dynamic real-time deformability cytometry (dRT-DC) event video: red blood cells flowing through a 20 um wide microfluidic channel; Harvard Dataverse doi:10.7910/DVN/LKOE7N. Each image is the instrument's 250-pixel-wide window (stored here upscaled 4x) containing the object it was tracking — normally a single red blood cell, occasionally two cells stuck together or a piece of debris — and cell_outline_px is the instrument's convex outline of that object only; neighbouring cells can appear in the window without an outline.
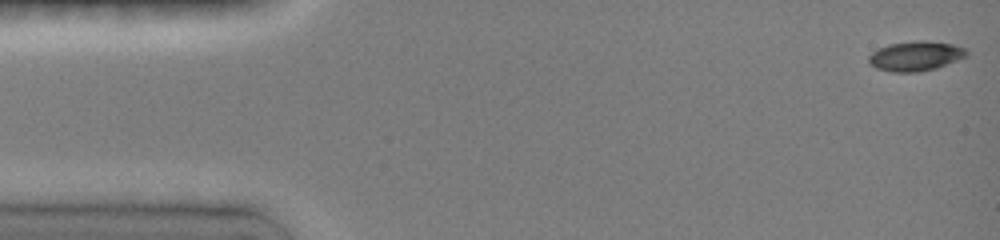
{"species": "common noctule bat (a hibernating species)", "species_latin": "Nyctalus noctula", "temperature_condition": "room temperature", "stored_images_in_passage": 32, "camera_frame_rate_fps": 3000, "um_per_image_px": 0.085, "animal": {"sex": "female", "body_mass_g": 19.0, "forearm_length_mm": 51.5}, "frame": {"image": 1, "passage_image": 1, "time_ms": 0.0, "image_size_px": [1000, 240], "cell_outline_px": [[968, 56], [936, 68], [916, 72], [892, 72], [876, 68], [868, 64], [868, 56], [872, 52], [888, 44], [916, 40], [928, 40], [952, 44], [964, 48], [968, 52]], "centroid_in_image_um": [77.81, 4.76], "position_along_channel_um": 7.2, "area_um2": 17.05}}
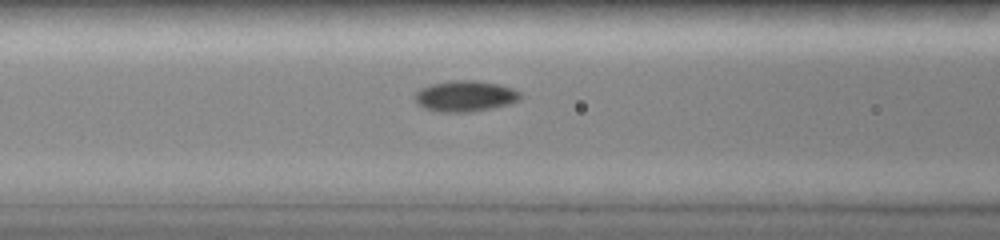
{"frame": {"image": 2, "passage_image": 17, "time_ms": 6.0, "image_size_px": [1000, 240], "cell_outline_px": [[520, 96], [516, 100], [508, 104], [492, 108], [472, 112], [440, 112], [424, 108], [416, 100], [416, 92], [420, 88], [432, 84], [456, 80], [472, 80], [496, 84], [512, 88], [520, 92]], "centroid_in_image_um": [39.52, 8.18], "position_along_channel_um": 127.1, "area_um2": 18.61}}
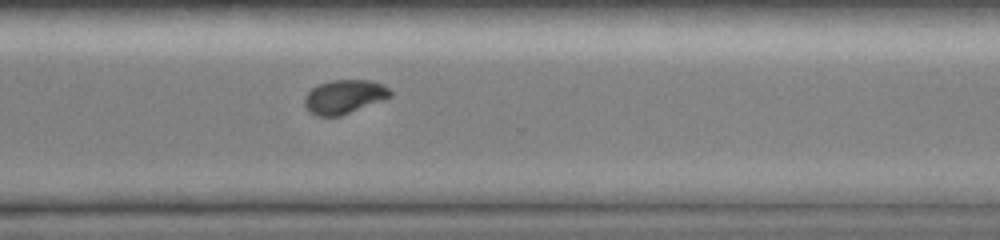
{"frame": {"image": 3, "passage_image": 32, "time_ms": 11.333, "image_size_px": [1000, 240], "cell_outline_px": [[392, 96], [340, 116], [316, 116], [308, 112], [304, 104], [304, 96], [312, 88], [320, 84], [332, 80], [368, 80], [380, 84], [388, 88], [392, 92]], "centroid_in_image_um": [29.21, 8.23], "position_along_channel_um": 341.4, "area_um2": 16.76}}